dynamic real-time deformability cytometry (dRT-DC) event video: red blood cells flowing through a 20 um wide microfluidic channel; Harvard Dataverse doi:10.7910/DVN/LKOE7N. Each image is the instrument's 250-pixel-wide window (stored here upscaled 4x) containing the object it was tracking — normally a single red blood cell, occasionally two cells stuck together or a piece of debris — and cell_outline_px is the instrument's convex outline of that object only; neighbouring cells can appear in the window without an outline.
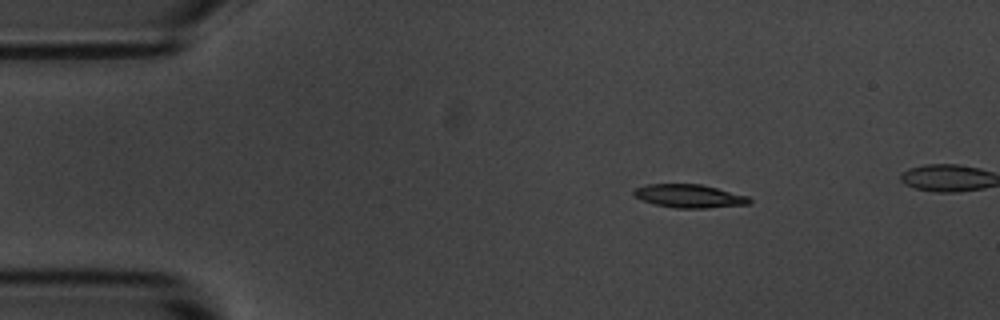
{"species": "common noctule bat (a hibernating species)", "species_latin": "Nyctalus noctula", "temperature_condition": "room temperature", "stored_images_in_passage": 4, "camera_frame_rate_fps": 3000, "um_per_image_px": 0.085, "animal": {"sex": "male", "body_mass_g": 20.1, "forearm_length_mm": 53.5}, "frame": {"image": 1, "passage_image": 1, "time_ms": 0.0, "image_size_px": [1000, 320], "cell_outline_px": [[752, 204], [704, 208], [676, 208], [656, 204], [632, 196], [632, 192], [636, 188], [648, 184], [700, 184], [748, 196], [752, 200]], "centroid_in_image_um": [58.6, 16.67], "position_along_channel_um": 26.4, "area_um2": 15.61}}